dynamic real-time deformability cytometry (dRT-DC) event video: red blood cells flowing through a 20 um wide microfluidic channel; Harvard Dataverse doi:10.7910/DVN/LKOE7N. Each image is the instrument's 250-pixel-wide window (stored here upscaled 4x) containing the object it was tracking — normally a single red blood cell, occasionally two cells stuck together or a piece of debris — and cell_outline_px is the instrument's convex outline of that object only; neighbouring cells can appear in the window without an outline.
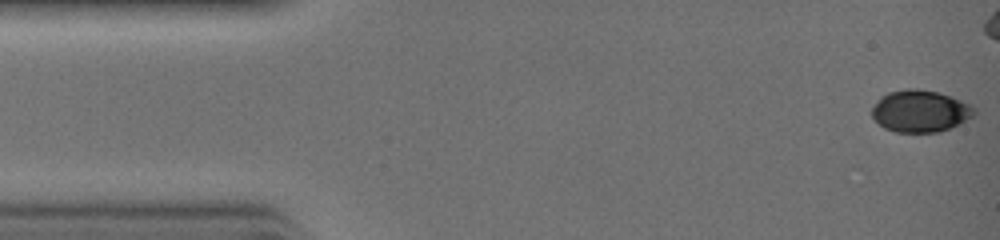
{"species": "common noctule bat (a hibernating species)", "species_latin": "Nyctalus noctula", "temperature_condition": "warm", "stored_images_in_passage": 3, "camera_frame_rate_fps": 3000, "um_per_image_px": 0.085, "animal": {"sex": "female", "body_mass_g": 19.0, "forearm_length_mm": 51.5}, "frame": {"image": 1, "passage_image": 1, "time_ms": 0.0, "image_size_px": [1000, 240], "cell_outline_px": [[976, 112], [972, 116], [940, 132], [896, 132], [884, 128], [872, 116], [872, 108], [880, 96], [888, 92], [904, 88], [916, 88], [940, 92], [960, 100], [976, 108]], "centroid_in_image_um": [78.18, 9.42], "position_along_channel_um": 6.8, "area_um2": 24.91}}